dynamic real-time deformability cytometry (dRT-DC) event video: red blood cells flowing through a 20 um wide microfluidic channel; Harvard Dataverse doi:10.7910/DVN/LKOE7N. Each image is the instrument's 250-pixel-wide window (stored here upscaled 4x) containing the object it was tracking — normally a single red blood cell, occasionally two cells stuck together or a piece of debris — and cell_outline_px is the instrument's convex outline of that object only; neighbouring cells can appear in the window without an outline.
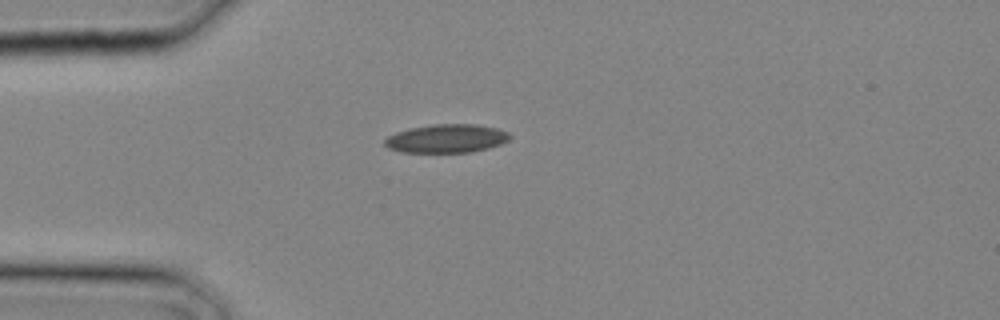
{"species": "common noctule bat (a hibernating species)", "species_latin": "Nyctalus noctula", "temperature_condition": "cold", "stored_images_in_passage": 1, "camera_frame_rate_fps": 3000, "um_per_image_px": 0.085, "animal": {"sex": "male", "body_mass_g": 20.4}, "frame": {"image": 1, "passage_image": 1, "time_ms": 0.0, "image_size_px": [1000, 320], "cell_outline_px": [[512, 136], [508, 140], [500, 144], [488, 148], [472, 152], [400, 152], [388, 148], [384, 144], [384, 140], [388, 136], [396, 132], [408, 128], [432, 124], [476, 124], [496, 128], [508, 132]], "centroid_in_image_um": [37.94, 11.77], "position_along_channel_um": 47.1, "area_um2": 20.87}}